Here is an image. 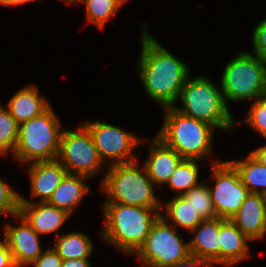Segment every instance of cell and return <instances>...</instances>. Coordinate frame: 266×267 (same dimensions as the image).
Returning a JSON list of instances; mask_svg holds the SVG:
<instances>
[{
  "mask_svg": "<svg viewBox=\"0 0 266 267\" xmlns=\"http://www.w3.org/2000/svg\"><path fill=\"white\" fill-rule=\"evenodd\" d=\"M54 250L62 260L87 259L92 253L93 244L83 233L73 232L57 237Z\"/></svg>",
  "mask_w": 266,
  "mask_h": 267,
  "instance_id": "obj_22",
  "label": "cell"
},
{
  "mask_svg": "<svg viewBox=\"0 0 266 267\" xmlns=\"http://www.w3.org/2000/svg\"><path fill=\"white\" fill-rule=\"evenodd\" d=\"M53 109L18 124L13 155L24 163L57 159L63 130Z\"/></svg>",
  "mask_w": 266,
  "mask_h": 267,
  "instance_id": "obj_3",
  "label": "cell"
},
{
  "mask_svg": "<svg viewBox=\"0 0 266 267\" xmlns=\"http://www.w3.org/2000/svg\"><path fill=\"white\" fill-rule=\"evenodd\" d=\"M218 237L221 265L231 266L249 256V239L230 219L220 218Z\"/></svg>",
  "mask_w": 266,
  "mask_h": 267,
  "instance_id": "obj_17",
  "label": "cell"
},
{
  "mask_svg": "<svg viewBox=\"0 0 266 267\" xmlns=\"http://www.w3.org/2000/svg\"><path fill=\"white\" fill-rule=\"evenodd\" d=\"M213 168L211 179L216 180V185L213 188L209 187V190L214 209L217 217L231 219L250 192L230 161H214Z\"/></svg>",
  "mask_w": 266,
  "mask_h": 267,
  "instance_id": "obj_10",
  "label": "cell"
},
{
  "mask_svg": "<svg viewBox=\"0 0 266 267\" xmlns=\"http://www.w3.org/2000/svg\"><path fill=\"white\" fill-rule=\"evenodd\" d=\"M220 217L203 220L192 233L194 238L188 242L190 254L205 260L220 264V245H219Z\"/></svg>",
  "mask_w": 266,
  "mask_h": 267,
  "instance_id": "obj_18",
  "label": "cell"
},
{
  "mask_svg": "<svg viewBox=\"0 0 266 267\" xmlns=\"http://www.w3.org/2000/svg\"><path fill=\"white\" fill-rule=\"evenodd\" d=\"M179 99L183 108H176L182 114L205 122L222 130H231L234 124L225 102L223 92L205 77L186 80Z\"/></svg>",
  "mask_w": 266,
  "mask_h": 267,
  "instance_id": "obj_6",
  "label": "cell"
},
{
  "mask_svg": "<svg viewBox=\"0 0 266 267\" xmlns=\"http://www.w3.org/2000/svg\"><path fill=\"white\" fill-rule=\"evenodd\" d=\"M250 154L263 166H266V145L252 151Z\"/></svg>",
  "mask_w": 266,
  "mask_h": 267,
  "instance_id": "obj_35",
  "label": "cell"
},
{
  "mask_svg": "<svg viewBox=\"0 0 266 267\" xmlns=\"http://www.w3.org/2000/svg\"><path fill=\"white\" fill-rule=\"evenodd\" d=\"M0 267H17L5 239L0 241Z\"/></svg>",
  "mask_w": 266,
  "mask_h": 267,
  "instance_id": "obj_33",
  "label": "cell"
},
{
  "mask_svg": "<svg viewBox=\"0 0 266 267\" xmlns=\"http://www.w3.org/2000/svg\"><path fill=\"white\" fill-rule=\"evenodd\" d=\"M253 128L261 133L262 136L266 133V95L254 100L247 119L245 120Z\"/></svg>",
  "mask_w": 266,
  "mask_h": 267,
  "instance_id": "obj_28",
  "label": "cell"
},
{
  "mask_svg": "<svg viewBox=\"0 0 266 267\" xmlns=\"http://www.w3.org/2000/svg\"><path fill=\"white\" fill-rule=\"evenodd\" d=\"M103 206L106 225L102 237L125 253L137 252L144 244L152 225L161 216L159 208L120 203H104Z\"/></svg>",
  "mask_w": 266,
  "mask_h": 267,
  "instance_id": "obj_2",
  "label": "cell"
},
{
  "mask_svg": "<svg viewBox=\"0 0 266 267\" xmlns=\"http://www.w3.org/2000/svg\"><path fill=\"white\" fill-rule=\"evenodd\" d=\"M152 142L154 146L151 147L144 166L154 184H165L183 158L157 136Z\"/></svg>",
  "mask_w": 266,
  "mask_h": 267,
  "instance_id": "obj_16",
  "label": "cell"
},
{
  "mask_svg": "<svg viewBox=\"0 0 266 267\" xmlns=\"http://www.w3.org/2000/svg\"><path fill=\"white\" fill-rule=\"evenodd\" d=\"M166 215L172 219V224L183 227L189 232L204 220L183 196L177 195L166 204Z\"/></svg>",
  "mask_w": 266,
  "mask_h": 267,
  "instance_id": "obj_23",
  "label": "cell"
},
{
  "mask_svg": "<svg viewBox=\"0 0 266 267\" xmlns=\"http://www.w3.org/2000/svg\"><path fill=\"white\" fill-rule=\"evenodd\" d=\"M19 215L39 235L53 233L58 230L70 216L65 210L59 209L48 202L35 203L20 197Z\"/></svg>",
  "mask_w": 266,
  "mask_h": 267,
  "instance_id": "obj_14",
  "label": "cell"
},
{
  "mask_svg": "<svg viewBox=\"0 0 266 267\" xmlns=\"http://www.w3.org/2000/svg\"><path fill=\"white\" fill-rule=\"evenodd\" d=\"M63 260L54 248L42 252L41 256L32 262L34 267H62Z\"/></svg>",
  "mask_w": 266,
  "mask_h": 267,
  "instance_id": "obj_31",
  "label": "cell"
},
{
  "mask_svg": "<svg viewBox=\"0 0 266 267\" xmlns=\"http://www.w3.org/2000/svg\"><path fill=\"white\" fill-rule=\"evenodd\" d=\"M252 36L254 55L266 59V19L255 27Z\"/></svg>",
  "mask_w": 266,
  "mask_h": 267,
  "instance_id": "obj_30",
  "label": "cell"
},
{
  "mask_svg": "<svg viewBox=\"0 0 266 267\" xmlns=\"http://www.w3.org/2000/svg\"><path fill=\"white\" fill-rule=\"evenodd\" d=\"M182 196L198 211L204 220L217 218L209 186L198 184Z\"/></svg>",
  "mask_w": 266,
  "mask_h": 267,
  "instance_id": "obj_26",
  "label": "cell"
},
{
  "mask_svg": "<svg viewBox=\"0 0 266 267\" xmlns=\"http://www.w3.org/2000/svg\"><path fill=\"white\" fill-rule=\"evenodd\" d=\"M63 1H67V2H70V3H75L77 0H63Z\"/></svg>",
  "mask_w": 266,
  "mask_h": 267,
  "instance_id": "obj_37",
  "label": "cell"
},
{
  "mask_svg": "<svg viewBox=\"0 0 266 267\" xmlns=\"http://www.w3.org/2000/svg\"><path fill=\"white\" fill-rule=\"evenodd\" d=\"M161 216L152 225L144 244L136 254L143 264L149 267H165L188 258L189 244L177 236L175 225L172 228Z\"/></svg>",
  "mask_w": 266,
  "mask_h": 267,
  "instance_id": "obj_8",
  "label": "cell"
},
{
  "mask_svg": "<svg viewBox=\"0 0 266 267\" xmlns=\"http://www.w3.org/2000/svg\"><path fill=\"white\" fill-rule=\"evenodd\" d=\"M211 264H213L212 261L190 255L182 261H178L177 263L165 267H209Z\"/></svg>",
  "mask_w": 266,
  "mask_h": 267,
  "instance_id": "obj_32",
  "label": "cell"
},
{
  "mask_svg": "<svg viewBox=\"0 0 266 267\" xmlns=\"http://www.w3.org/2000/svg\"><path fill=\"white\" fill-rule=\"evenodd\" d=\"M136 161L112 164L102 182L101 189L110 196L104 203H120L145 208H160L153 193V182L144 166L138 170Z\"/></svg>",
  "mask_w": 266,
  "mask_h": 267,
  "instance_id": "obj_5",
  "label": "cell"
},
{
  "mask_svg": "<svg viewBox=\"0 0 266 267\" xmlns=\"http://www.w3.org/2000/svg\"><path fill=\"white\" fill-rule=\"evenodd\" d=\"M62 267H90L88 259L63 260Z\"/></svg>",
  "mask_w": 266,
  "mask_h": 267,
  "instance_id": "obj_34",
  "label": "cell"
},
{
  "mask_svg": "<svg viewBox=\"0 0 266 267\" xmlns=\"http://www.w3.org/2000/svg\"><path fill=\"white\" fill-rule=\"evenodd\" d=\"M237 169L242 183L250 193L266 196V166H263L251 154L244 161H230ZM261 187L262 190H258Z\"/></svg>",
  "mask_w": 266,
  "mask_h": 267,
  "instance_id": "obj_21",
  "label": "cell"
},
{
  "mask_svg": "<svg viewBox=\"0 0 266 267\" xmlns=\"http://www.w3.org/2000/svg\"><path fill=\"white\" fill-rule=\"evenodd\" d=\"M140 77L147 95L162 107H174L188 78L187 66L147 32L141 37Z\"/></svg>",
  "mask_w": 266,
  "mask_h": 267,
  "instance_id": "obj_1",
  "label": "cell"
},
{
  "mask_svg": "<svg viewBox=\"0 0 266 267\" xmlns=\"http://www.w3.org/2000/svg\"><path fill=\"white\" fill-rule=\"evenodd\" d=\"M230 220L249 240L262 239L266 234V196L250 193Z\"/></svg>",
  "mask_w": 266,
  "mask_h": 267,
  "instance_id": "obj_13",
  "label": "cell"
},
{
  "mask_svg": "<svg viewBox=\"0 0 266 267\" xmlns=\"http://www.w3.org/2000/svg\"><path fill=\"white\" fill-rule=\"evenodd\" d=\"M15 217L21 220V226L6 225L4 239L13 254L16 266L21 267L37 260L43 251L39 244V234L22 216L18 214Z\"/></svg>",
  "mask_w": 266,
  "mask_h": 267,
  "instance_id": "obj_12",
  "label": "cell"
},
{
  "mask_svg": "<svg viewBox=\"0 0 266 267\" xmlns=\"http://www.w3.org/2000/svg\"><path fill=\"white\" fill-rule=\"evenodd\" d=\"M29 168L31 195L41 196L40 202L49 201L54 190L68 173L57 159L31 162Z\"/></svg>",
  "mask_w": 266,
  "mask_h": 267,
  "instance_id": "obj_15",
  "label": "cell"
},
{
  "mask_svg": "<svg viewBox=\"0 0 266 267\" xmlns=\"http://www.w3.org/2000/svg\"><path fill=\"white\" fill-rule=\"evenodd\" d=\"M49 107L46 99L38 95L36 86H25L8 102V111L18 124L42 114Z\"/></svg>",
  "mask_w": 266,
  "mask_h": 267,
  "instance_id": "obj_19",
  "label": "cell"
},
{
  "mask_svg": "<svg viewBox=\"0 0 266 267\" xmlns=\"http://www.w3.org/2000/svg\"><path fill=\"white\" fill-rule=\"evenodd\" d=\"M196 161L198 160L183 159L170 176L167 183L171 190L178 192L177 196H182L192 187L198 185L199 169Z\"/></svg>",
  "mask_w": 266,
  "mask_h": 267,
  "instance_id": "obj_24",
  "label": "cell"
},
{
  "mask_svg": "<svg viewBox=\"0 0 266 267\" xmlns=\"http://www.w3.org/2000/svg\"><path fill=\"white\" fill-rule=\"evenodd\" d=\"M57 160L68 173L88 177L98 173L103 165L92 135L84 125L77 131L63 130Z\"/></svg>",
  "mask_w": 266,
  "mask_h": 267,
  "instance_id": "obj_9",
  "label": "cell"
},
{
  "mask_svg": "<svg viewBox=\"0 0 266 267\" xmlns=\"http://www.w3.org/2000/svg\"><path fill=\"white\" fill-rule=\"evenodd\" d=\"M18 139V123L8 109L0 106V154L14 153Z\"/></svg>",
  "mask_w": 266,
  "mask_h": 267,
  "instance_id": "obj_27",
  "label": "cell"
},
{
  "mask_svg": "<svg viewBox=\"0 0 266 267\" xmlns=\"http://www.w3.org/2000/svg\"><path fill=\"white\" fill-rule=\"evenodd\" d=\"M83 125L92 135L95 147L103 161L104 158L116 159L112 164L134 162L131 153L141 142L135 134H129L125 130L111 124L102 122H84ZM128 158V159H127Z\"/></svg>",
  "mask_w": 266,
  "mask_h": 267,
  "instance_id": "obj_11",
  "label": "cell"
},
{
  "mask_svg": "<svg viewBox=\"0 0 266 267\" xmlns=\"http://www.w3.org/2000/svg\"><path fill=\"white\" fill-rule=\"evenodd\" d=\"M221 88L226 100L258 99L266 95V59L240 52L226 65Z\"/></svg>",
  "mask_w": 266,
  "mask_h": 267,
  "instance_id": "obj_7",
  "label": "cell"
},
{
  "mask_svg": "<svg viewBox=\"0 0 266 267\" xmlns=\"http://www.w3.org/2000/svg\"><path fill=\"white\" fill-rule=\"evenodd\" d=\"M20 196L0 179V213L19 214Z\"/></svg>",
  "mask_w": 266,
  "mask_h": 267,
  "instance_id": "obj_29",
  "label": "cell"
},
{
  "mask_svg": "<svg viewBox=\"0 0 266 267\" xmlns=\"http://www.w3.org/2000/svg\"><path fill=\"white\" fill-rule=\"evenodd\" d=\"M30 1H34V0H0V4L6 5V6H13V5L15 6L17 4L26 3Z\"/></svg>",
  "mask_w": 266,
  "mask_h": 267,
  "instance_id": "obj_36",
  "label": "cell"
},
{
  "mask_svg": "<svg viewBox=\"0 0 266 267\" xmlns=\"http://www.w3.org/2000/svg\"><path fill=\"white\" fill-rule=\"evenodd\" d=\"M165 113L159 139L183 159L200 160L211 154L213 126L182 114L176 107L165 108Z\"/></svg>",
  "mask_w": 266,
  "mask_h": 267,
  "instance_id": "obj_4",
  "label": "cell"
},
{
  "mask_svg": "<svg viewBox=\"0 0 266 267\" xmlns=\"http://www.w3.org/2000/svg\"><path fill=\"white\" fill-rule=\"evenodd\" d=\"M126 0H77L86 4L87 20L103 28Z\"/></svg>",
  "mask_w": 266,
  "mask_h": 267,
  "instance_id": "obj_25",
  "label": "cell"
},
{
  "mask_svg": "<svg viewBox=\"0 0 266 267\" xmlns=\"http://www.w3.org/2000/svg\"><path fill=\"white\" fill-rule=\"evenodd\" d=\"M84 179H88V176L67 173L60 185L54 190L48 203L65 210L70 215L73 208L89 191V186L83 183Z\"/></svg>",
  "mask_w": 266,
  "mask_h": 267,
  "instance_id": "obj_20",
  "label": "cell"
}]
</instances>
